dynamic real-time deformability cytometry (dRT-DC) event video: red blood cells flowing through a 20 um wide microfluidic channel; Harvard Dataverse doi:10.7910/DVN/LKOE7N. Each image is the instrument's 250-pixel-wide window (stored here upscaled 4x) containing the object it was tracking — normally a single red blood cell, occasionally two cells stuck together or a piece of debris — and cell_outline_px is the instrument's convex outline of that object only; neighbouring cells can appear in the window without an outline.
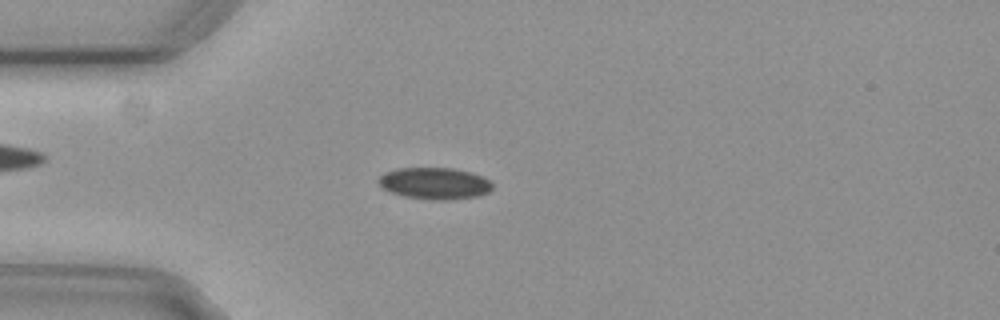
{"species": "common noctule bat (a hibernating species)", "species_latin": "Nyctalus noctula", "temperature_condition": "cold", "stored_images_in_passage": 48, "camera_frame_rate_fps": 3000, "um_per_image_px": 0.085, "animal": {"sex": "female", "body_mass_g": 29.2, "forearm_length_mm": 56.3}, "frame": {"image": 1, "passage_image": 14, "time_ms": 4.333, "image_size_px": [1000, 320], "cell_outline_px": [[492, 188], [488, 192], [476, 196], [448, 200], [432, 200], [404, 196], [380, 188], [376, 180], [384, 172], [396, 168], [452, 168], [468, 172], [480, 176], [488, 180], [492, 184]], "centroid_in_image_um": [36.87, 15.59], "position_along_channel_um": 48.1, "area_um2": 20.98}}
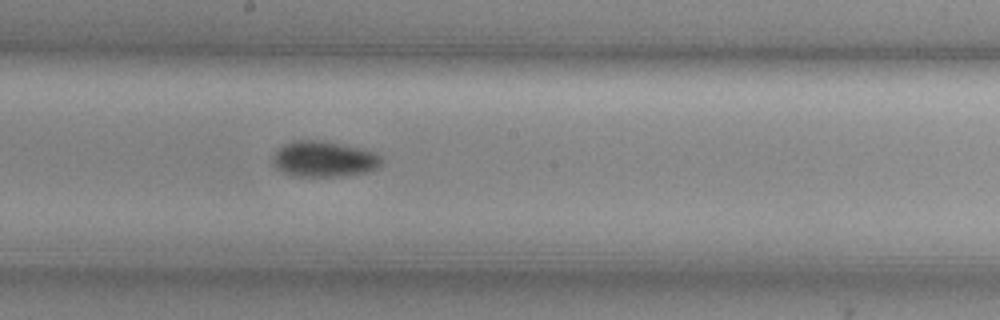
{"frame": {"image": 2, "passage_image": 29, "time_ms": 9.333, "image_size_px": [1000, 320], "cell_outline_px": [[380, 168], [372, 172], [348, 176], [292, 176], [276, 168], [272, 164], [272, 160], [276, 152], [280, 148], [292, 140], [324, 140], [372, 152], [380, 156]], "centroid_in_image_um": [27.54, 13.54], "position_along_channel_um": 220.7, "area_um2": 22.66}}
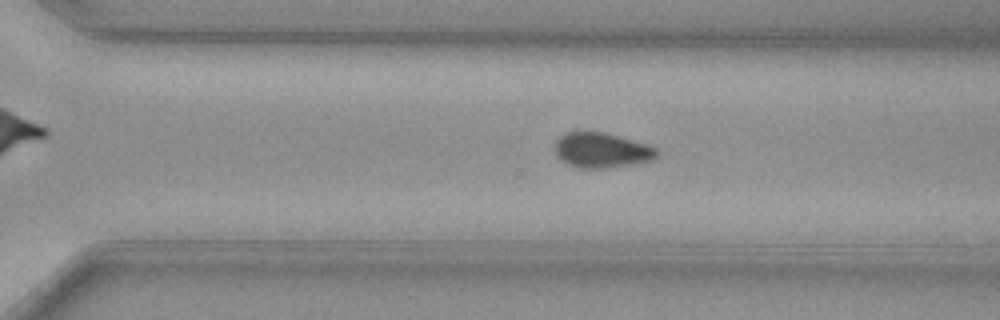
{"frame": {"image": 3, "passage_image": 37, "time_ms": 12.0, "image_size_px": [1000, 320], "cell_outline_px": [[660, 152], [652, 160], [604, 168], [580, 168], [568, 164], [560, 160], [556, 156], [556, 140], [560, 136], [568, 132], [604, 132], [644, 144], [656, 148]], "centroid_in_image_um": [51.1, 12.77], "position_along_channel_um": 319.5, "area_um2": 20.4}, "authors_computed_cell_mechanics": {"area_um2": 21.1259, "velocity_mm_per_s": 3.716, "shape_relaxation_time_tau1_ms": 7.0895, "shape_relaxation_time_tau2_ms": null, "deformation_change_tau1": 0.0973, "deformation_change_tau2": null}}